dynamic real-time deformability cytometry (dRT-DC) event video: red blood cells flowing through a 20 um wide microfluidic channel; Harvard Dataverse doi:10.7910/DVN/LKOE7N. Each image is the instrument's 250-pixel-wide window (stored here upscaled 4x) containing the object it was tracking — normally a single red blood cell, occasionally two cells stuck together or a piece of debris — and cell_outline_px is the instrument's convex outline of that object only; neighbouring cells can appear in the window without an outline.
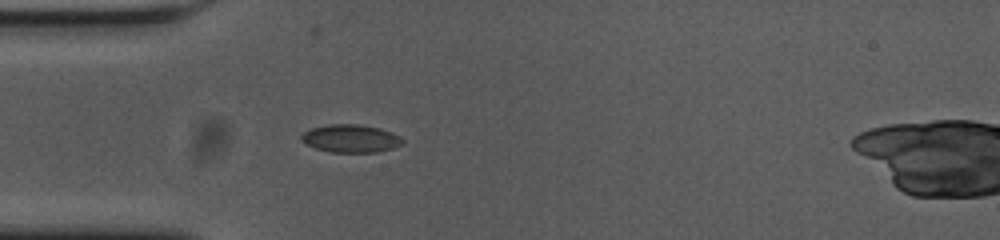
{"species": "common noctule bat (a hibernating species)", "species_latin": "Nyctalus noctula", "temperature_condition": "cold", "stored_images_in_passage": 42, "segment_of_instrument_passage": [1, 2], "camera_frame_rate_fps": 3000, "um_per_image_px": 0.085, "animal": {"sex": "female", "body_mass_g": 23.0, "forearm_length_mm": 53.4}, "frame": {"image": 1, "passage_image": 1, "time_ms": 0.0, "image_size_px": [1000, 240], "cell_outline_px": [[404, 144], [392, 148], [376, 152], [332, 152], [316, 148], [300, 140], [300, 136], [304, 132], [312, 128], [328, 124], [360, 124], [380, 128], [392, 132], [400, 136], [404, 140]], "centroid_in_image_um": [29.84, 11.76], "position_along_channel_um": 55.2, "area_um2": 16.47}}
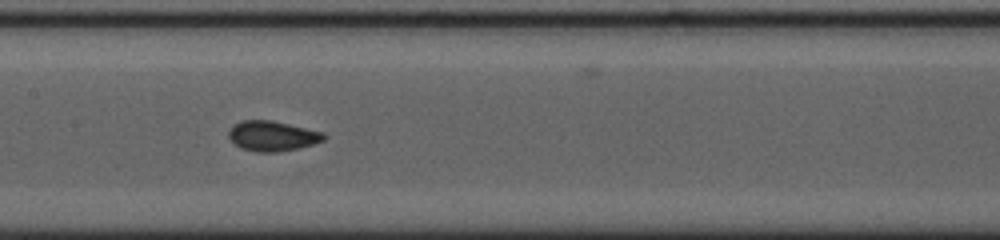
{"frame": {"image": 2, "passage_image": 12, "time_ms": 3.667, "image_size_px": [1000, 240], "cell_outline_px": [[328, 136], [324, 140], [312, 144], [296, 148], [276, 152], [260, 152], [240, 148], [228, 136], [228, 132], [232, 124], [240, 120], [272, 120], [324, 132]], "centroid_in_image_um": [23.14, 11.54], "position_along_channel_um": 184.3, "area_um2": 16.7}}
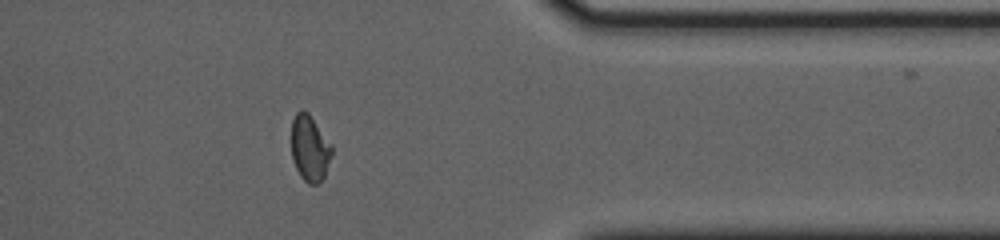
{"frame": {"image": 3, "passage_image": 30, "time_ms": 9.667, "image_size_px": [1000, 240], "cell_outline_px": [[332, 156], [324, 176], [316, 184], [308, 184], [300, 176], [296, 168], [292, 156], [292, 120], [296, 112], [308, 112], [332, 144]], "centroid_in_image_um": [26.34, 12.61], "position_along_channel_um": 385.1, "area_um2": 15.43}}